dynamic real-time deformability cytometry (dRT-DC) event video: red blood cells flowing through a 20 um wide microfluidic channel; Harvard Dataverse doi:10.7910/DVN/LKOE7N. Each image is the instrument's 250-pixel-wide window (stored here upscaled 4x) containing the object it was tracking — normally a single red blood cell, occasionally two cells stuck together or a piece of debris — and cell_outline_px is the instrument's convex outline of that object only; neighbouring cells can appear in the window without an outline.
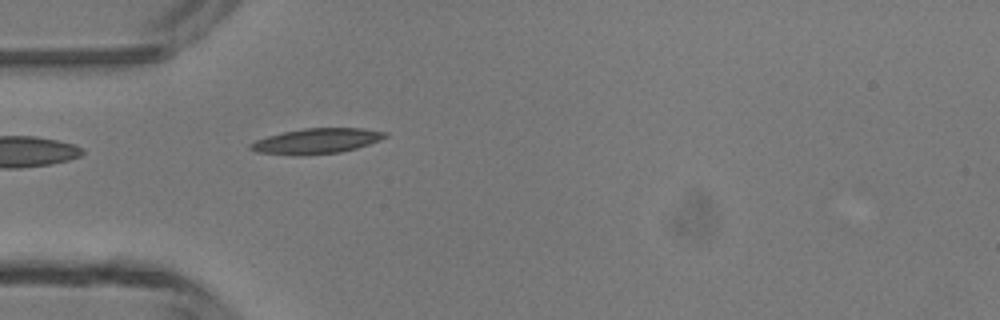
{"species": "common noctule bat (a hibernating species)", "species_latin": "Nyctalus noctula", "temperature_condition": "room temperature", "stored_images_in_passage": 1, "camera_frame_rate_fps": 3000, "um_per_image_px": 0.085, "animal": {"sex": "male", "body_mass_g": 13.3}, "frame": {"image": 1, "passage_image": 1, "time_ms": 0.0, "image_size_px": [1000, 320], "cell_outline_px": [[388, 136], [380, 140], [356, 148], [340, 152], [300, 156], [256, 152], [248, 148], [248, 144], [256, 140], [268, 136], [284, 132], [304, 128], [364, 128], [388, 132]], "centroid_in_image_um": [26.9, 11.99], "position_along_channel_um": 58.1, "area_um2": 19.94}}